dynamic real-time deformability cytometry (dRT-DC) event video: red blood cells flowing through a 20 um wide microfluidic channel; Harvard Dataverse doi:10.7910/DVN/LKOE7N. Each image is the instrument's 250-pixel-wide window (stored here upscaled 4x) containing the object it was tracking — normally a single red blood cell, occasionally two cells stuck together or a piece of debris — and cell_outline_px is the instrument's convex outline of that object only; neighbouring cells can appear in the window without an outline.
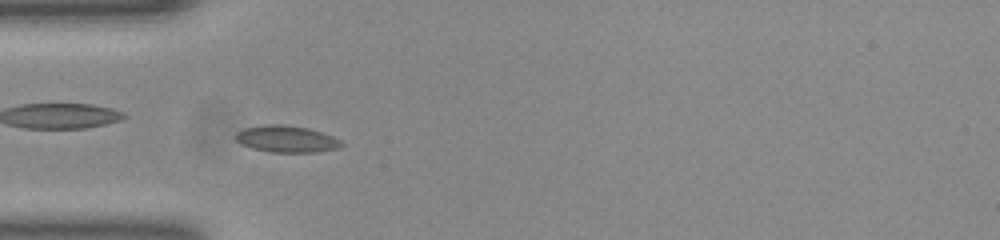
{"species": "common noctule bat (a hibernating species)", "species_latin": "Nyctalus noctula", "temperature_condition": "room temperature", "stored_images_in_passage": 50, "camera_frame_rate_fps": 3000, "um_per_image_px": 0.085, "animal": {"sex": "female", "body_mass_g": 23.0, "forearm_length_mm": 53.4}, "frame": {"image": 1, "passage_image": 14, "time_ms": 4.333, "image_size_px": [1000, 240], "cell_outline_px": [[344, 144], [336, 148], [312, 152], [272, 152], [252, 148], [236, 140], [236, 132], [244, 128], [264, 124], [284, 124], [308, 128], [332, 136], [340, 140]], "centroid_in_image_um": [24.33, 11.8], "position_along_channel_um": 60.7, "area_um2": 16.24}}
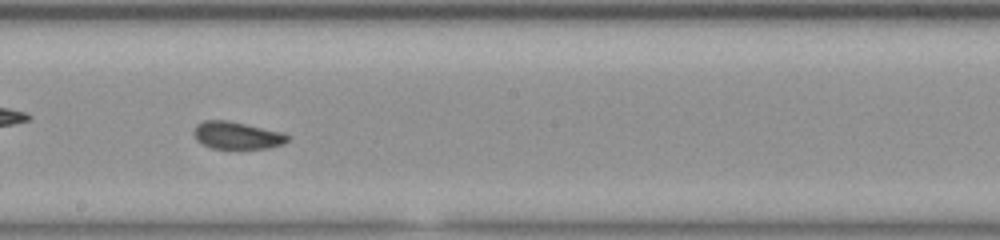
{"frame": {"image": 2, "passage_image": 27, "time_ms": 8.667, "image_size_px": [1000, 240], "cell_outline_px": [[288, 140], [284, 144], [268, 148], [212, 148], [196, 140], [192, 132], [196, 124], [204, 120], [228, 120], [284, 132], [288, 136]], "centroid_in_image_um": [20.13, 11.49], "position_along_channel_um": 228.1, "area_um2": 15.03}}
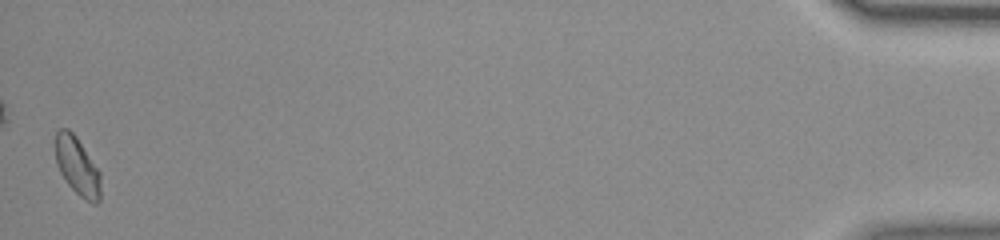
{"frame": {"image": 3, "passage_image": 50, "time_ms": 16.333, "image_size_px": [1000, 240], "cell_outline_px": [[100, 200], [96, 204], [92, 204], [80, 196], [68, 184], [60, 172], [56, 164], [56, 132], [60, 128], [68, 128], [76, 136], [100, 172]], "centroid_in_image_um": [6.57, 14.13], "position_along_channel_um": 428.6, "area_um2": 15.2}, "authors_computed_cell_mechanics": {"area_um2": 15.317, "velocity_mm_per_s": 3.9073, "shape_relaxation_time_tau1_ms": null, "shape_relaxation_time_tau2_ms": 1.252, "deformation_change_tau1": null, "deformation_change_tau2": 0.0554}}